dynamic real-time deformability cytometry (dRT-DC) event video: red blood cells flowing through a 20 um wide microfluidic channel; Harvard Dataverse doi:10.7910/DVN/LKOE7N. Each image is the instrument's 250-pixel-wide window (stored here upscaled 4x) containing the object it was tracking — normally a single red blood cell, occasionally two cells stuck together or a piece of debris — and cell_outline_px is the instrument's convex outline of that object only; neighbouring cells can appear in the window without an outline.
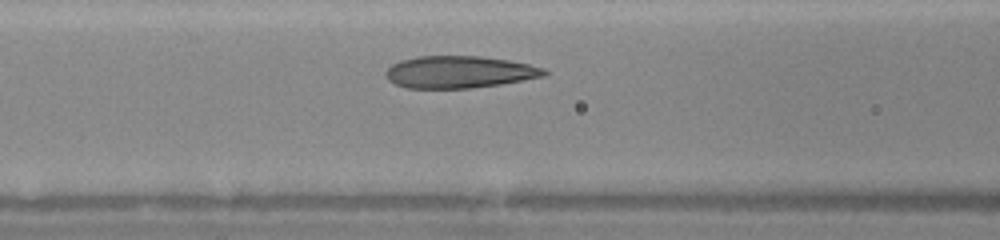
{"species": "human", "species_latin": "Homo sapiens", "temperature_condition": "warm", "stored_images_in_passage": 28, "camera_frame_rate_fps": 3000, "um_per_image_px": 0.085, "donor": {"sex": "female"}, "frame": {"image": 1, "passage_image": 9, "time_ms": 2.667, "image_size_px": [1000, 240], "cell_outline_px": [[548, 72], [544, 76], [500, 84], [468, 88], [408, 88], [396, 84], [388, 80], [384, 76], [384, 72], [392, 64], [400, 60], [416, 56], [480, 56], [508, 60], [528, 64], [544, 68]], "centroid_in_image_um": [38.99, 6.11], "position_along_channel_um": 127.6, "area_um2": 29.59}}
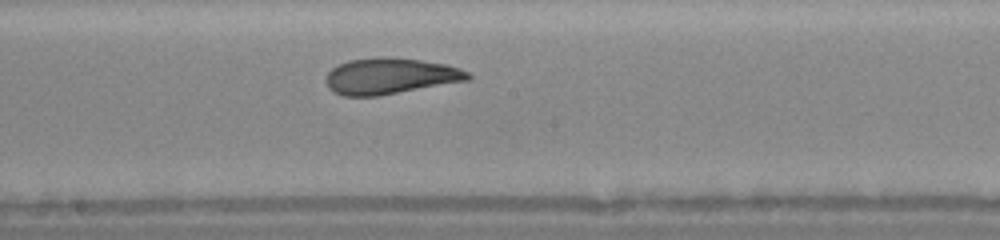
{"frame": {"image": 2, "passage_image": 15, "time_ms": 4.667, "image_size_px": [1000, 240], "cell_outline_px": [[472, 76], [468, 80], [380, 96], [344, 96], [328, 88], [324, 80], [328, 72], [332, 68], [348, 60], [384, 56], [388, 56], [420, 60], [448, 64], [460, 68], [468, 72]], "centroid_in_image_um": [33.16, 6.46], "position_along_channel_um": 215.0, "area_um2": 30.06}}
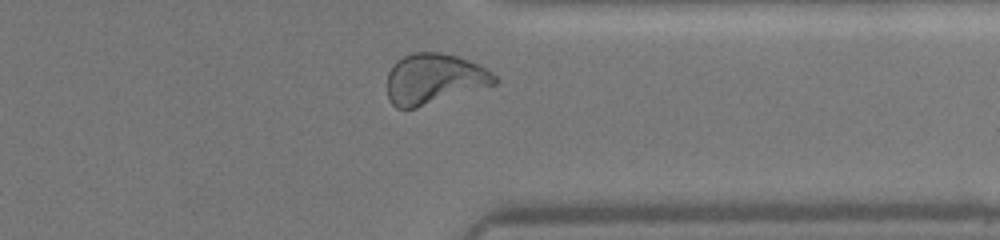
{"frame": {"image": 3, "passage_image": 26, "time_ms": 8.333, "image_size_px": [1000, 240], "cell_outline_px": [[496, 84], [416, 108], [396, 108], [388, 100], [388, 72], [396, 60], [412, 52], [436, 52], [456, 56], [480, 64], [492, 72], [496, 76]], "centroid_in_image_um": [36.89, 6.7], "position_along_channel_um": 374.5, "area_um2": 31.56}}